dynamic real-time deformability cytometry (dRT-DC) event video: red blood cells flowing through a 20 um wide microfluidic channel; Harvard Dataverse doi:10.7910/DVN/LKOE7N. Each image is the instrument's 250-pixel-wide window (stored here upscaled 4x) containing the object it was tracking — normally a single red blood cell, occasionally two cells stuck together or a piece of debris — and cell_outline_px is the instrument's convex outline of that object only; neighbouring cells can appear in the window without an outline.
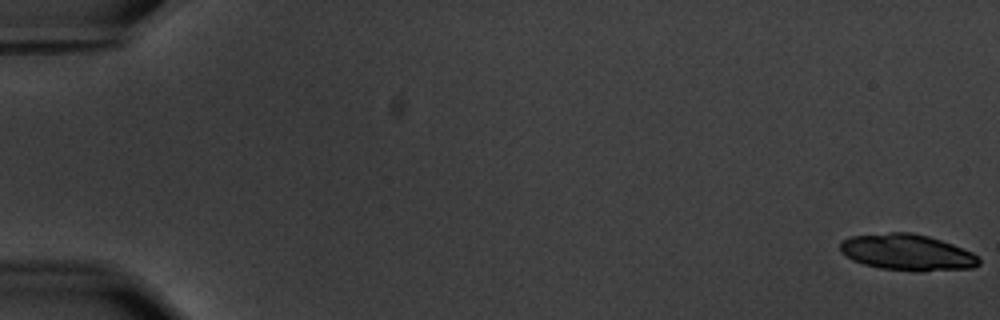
{"species": "common noctule bat (a hibernating species)", "species_latin": "Nyctalus noctula", "temperature_condition": "warm", "stored_images_in_passage": 34, "camera_frame_rate_fps": 3000, "um_per_image_px": 0.085, "animal": {"sex": "male", "body_mass_g": 20.1, "forearm_length_mm": 53.5}, "frame": {"image": 1, "passage_image": 1, "time_ms": 0.0, "image_size_px": [1000, 320], "cell_outline_px": [[980, 264], [972, 268], [920, 272], [880, 268], [864, 264], [852, 260], [840, 252], [840, 240], [852, 236], [888, 232], [912, 232], [928, 236], [952, 244], [972, 252], [980, 260]], "centroid_in_image_um": [77.09, 21.45], "position_along_channel_um": 7.9, "area_um2": 29.48}}
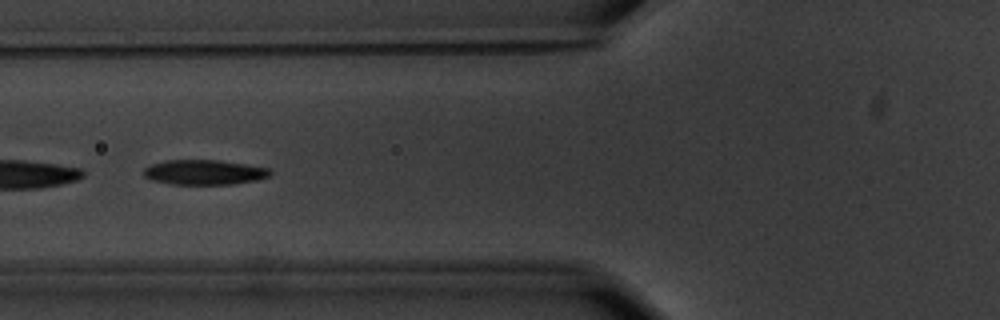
{"frame": {"image": 2, "passage_image": 24, "time_ms": 7.667, "image_size_px": [1000, 320], "cell_outline_px": [[272, 176], [256, 180], [232, 184], [172, 184], [152, 180], [144, 176], [144, 168], [152, 164], [164, 160], [220, 160], [272, 168]], "centroid_in_image_um": [17.41, 14.63], "position_along_channel_um": 108.4, "area_um2": 18.5}}